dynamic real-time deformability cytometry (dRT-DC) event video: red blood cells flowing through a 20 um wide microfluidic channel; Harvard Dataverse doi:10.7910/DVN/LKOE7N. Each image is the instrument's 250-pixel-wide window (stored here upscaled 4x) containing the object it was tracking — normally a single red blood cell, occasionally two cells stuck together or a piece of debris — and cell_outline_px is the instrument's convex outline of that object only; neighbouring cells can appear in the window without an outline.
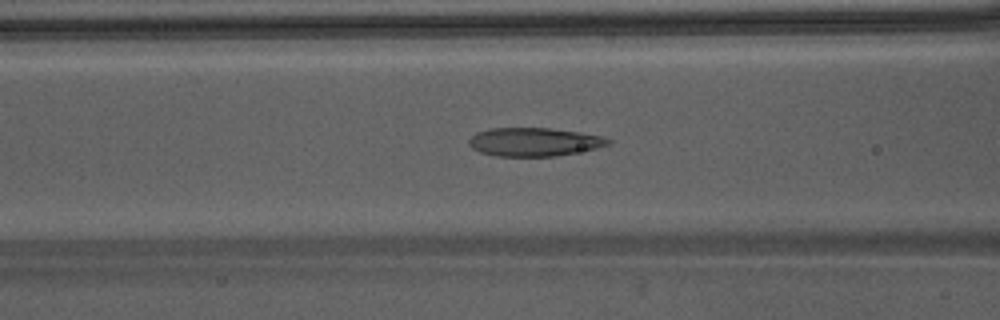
{"species": "Egyptian fruit bat (a non-hibernating species)", "species_latin": "Rousettus aegyptiacus", "temperature_condition": "warm", "stored_images_in_passage": 50, "camera_frame_rate_fps": 3000, "um_per_image_px": 0.085, "animal": {"sex": "male"}, "frame": {"image": 1, "passage_image": 23, "time_ms": 7.333, "image_size_px": [1000, 320], "cell_outline_px": [[612, 140], [608, 144], [596, 148], [556, 156], [496, 156], [480, 152], [472, 148], [468, 144], [468, 140], [476, 132], [492, 128], [548, 128], [580, 132], [604, 136]], "centroid_in_image_um": [45.39, 12.06], "position_along_channel_um": 121.2, "area_um2": 23.06}}
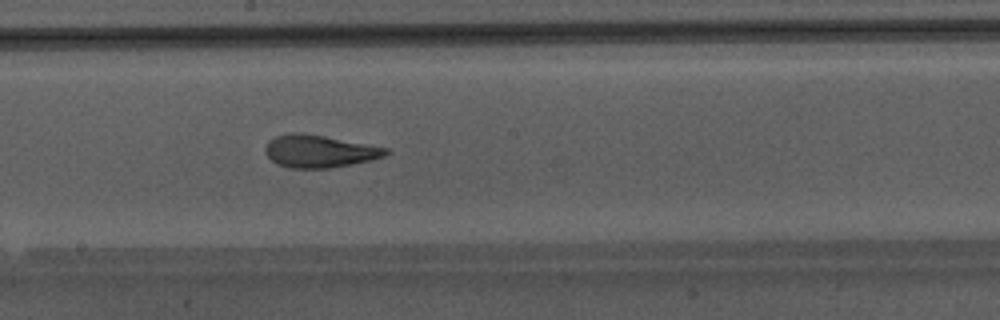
{"frame": {"image": 2, "passage_image": 30, "time_ms": 9.667, "image_size_px": [1000, 320], "cell_outline_px": [[388, 152], [384, 156], [352, 164], [328, 168], [292, 168], [276, 164], [264, 152], [264, 148], [268, 140], [276, 136], [292, 132], [300, 132], [324, 136], [388, 148]], "centroid_in_image_um": [27.08, 12.85], "position_along_channel_um": 221.1, "area_um2": 22.66}}
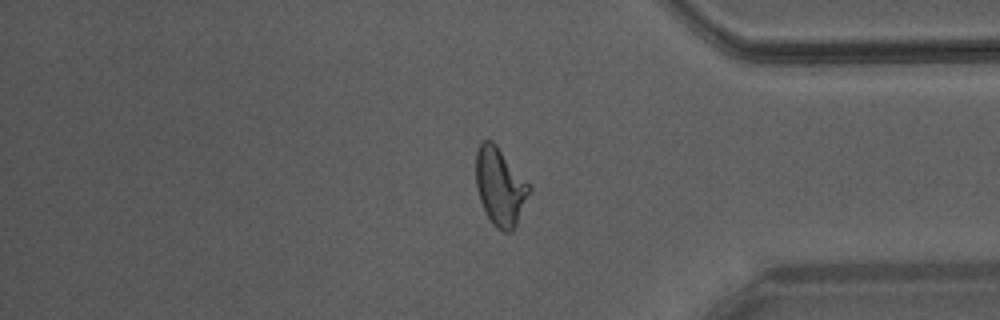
{"frame": {"image": 3, "passage_image": 43, "time_ms": 14.0, "image_size_px": [1000, 320], "cell_outline_px": [[532, 188], [516, 224], [508, 232], [504, 232], [496, 228], [492, 224], [480, 200], [476, 184], [476, 152], [480, 144], [484, 140], [492, 140], [496, 144], [532, 184]], "centroid_in_image_um": [42.53, 15.82], "position_along_channel_um": 392.7, "area_um2": 24.22}, "authors_computed_cell_mechanics": {"area_um2": 23.6402, "velocity_mm_per_s": 4.2811, "shape_relaxation_time_tau1_ms": 6.1099, "shape_relaxation_time_tau2_ms": 1.0842, "deformation_change_tau1": 0.2142, "deformation_change_tau2": 0.0874}}